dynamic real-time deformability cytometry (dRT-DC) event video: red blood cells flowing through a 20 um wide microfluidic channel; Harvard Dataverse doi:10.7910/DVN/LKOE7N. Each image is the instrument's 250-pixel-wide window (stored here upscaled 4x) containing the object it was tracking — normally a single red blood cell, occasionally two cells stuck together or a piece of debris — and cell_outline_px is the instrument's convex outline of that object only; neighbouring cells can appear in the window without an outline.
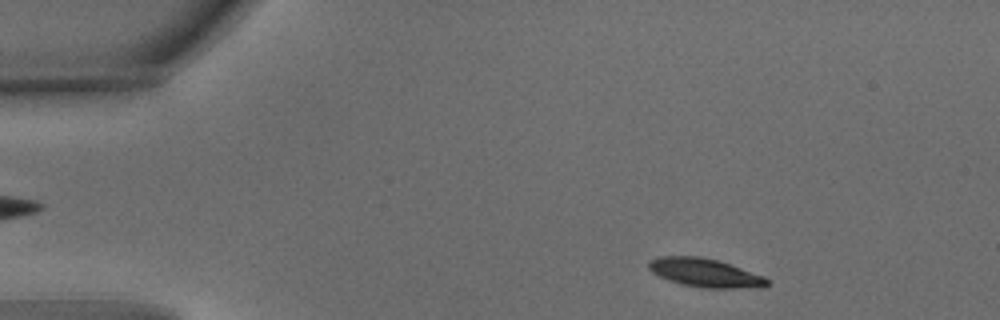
{"species": "common noctule bat (a hibernating species)", "species_latin": "Nyctalus noctula", "temperature_condition": "warm", "stored_images_in_passage": 41, "camera_frame_rate_fps": 3000, "um_per_image_px": 0.085, "animal": {"sex": "male", "body_mass_g": 15.6}, "frame": {"image": 1, "passage_image": 3, "time_ms": 0.667, "image_size_px": [1000, 320], "cell_outline_px": [[768, 284], [764, 288], [704, 288], [680, 284], [660, 276], [652, 272], [648, 268], [648, 260], [660, 256], [700, 256], [716, 260], [764, 276], [768, 280]], "centroid_in_image_um": [59.91, 23.19], "position_along_channel_um": 25.1, "area_um2": 19.65}}
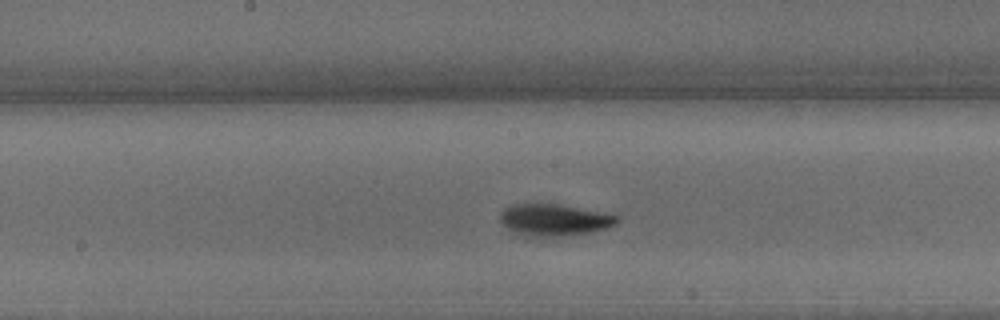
{"frame": {"image": 2, "passage_image": 23, "time_ms": 7.333, "image_size_px": [1000, 320], "cell_outline_px": [[620, 220], [616, 224], [608, 228], [592, 232], [560, 236], [524, 236], [512, 232], [500, 220], [500, 212], [504, 208], [512, 204], [536, 200], [560, 204], [604, 212], [620, 216]], "centroid_in_image_um": [47.09, 18.64], "position_along_channel_um": 201.1, "area_um2": 22.54}}
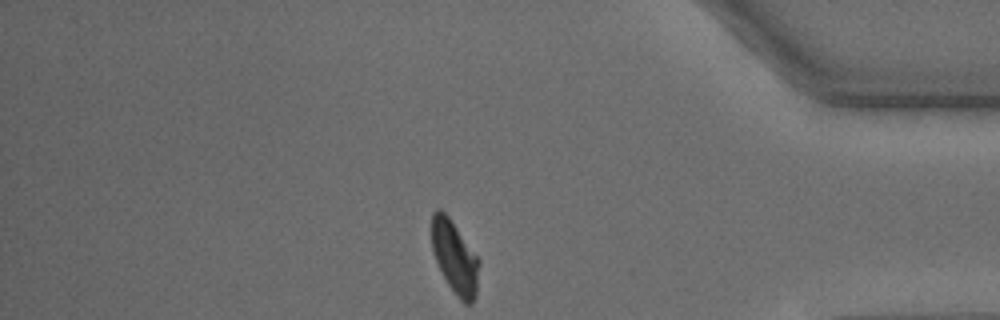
{"frame": {"image": 3, "passage_image": 41, "time_ms": 13.333, "image_size_px": [1000, 320], "cell_outline_px": [[480, 264], [476, 296], [472, 304], [464, 304], [456, 296], [448, 284], [436, 260], [432, 248], [432, 212], [436, 208], [440, 208], [448, 216], [480, 260]], "centroid_in_image_um": [38.67, 21.89], "position_along_channel_um": 396.5, "area_um2": 20.0}, "authors_computed_cell_mechanics": {"area_um2": 21.0392, "velocity_mm_per_s": 3.7535, "shape_relaxation_time_tau1_ms": 3.4366, "shape_relaxation_time_tau2_ms": 4.8421, "deformation_change_tau1": 0.1525, "deformation_change_tau2": 0.0896}}